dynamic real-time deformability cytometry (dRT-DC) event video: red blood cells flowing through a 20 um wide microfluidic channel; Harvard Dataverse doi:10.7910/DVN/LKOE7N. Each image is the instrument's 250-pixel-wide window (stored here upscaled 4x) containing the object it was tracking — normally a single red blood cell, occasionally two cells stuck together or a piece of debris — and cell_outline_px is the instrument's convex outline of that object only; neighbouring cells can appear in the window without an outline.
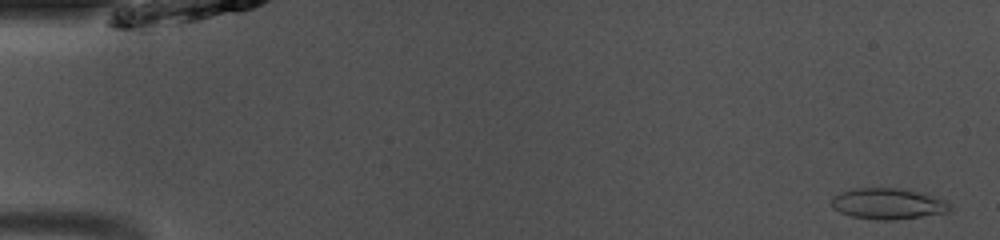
{"species": "common noctule bat (a hibernating species)", "species_latin": "Nyctalus noctula", "temperature_condition": "room temperature", "stored_images_in_passage": 49, "camera_frame_rate_fps": 3000, "um_per_image_px": 0.085, "animal": {"sex": "male", "body_mass_g": 13.0, "forearm_length_mm": 53.1}, "frame": {"image": 1, "passage_image": 2, "time_ms": 0.333, "image_size_px": [1000, 240], "cell_outline_px": [[952, 208], [948, 212], [892, 220], [880, 220], [852, 216], [840, 212], [832, 208], [832, 196], [840, 192], [856, 188], [908, 188], [924, 192], [944, 200], [952, 204]], "centroid_in_image_um": [75.51, 17.29], "position_along_channel_um": 9.5, "area_um2": 21.56}}
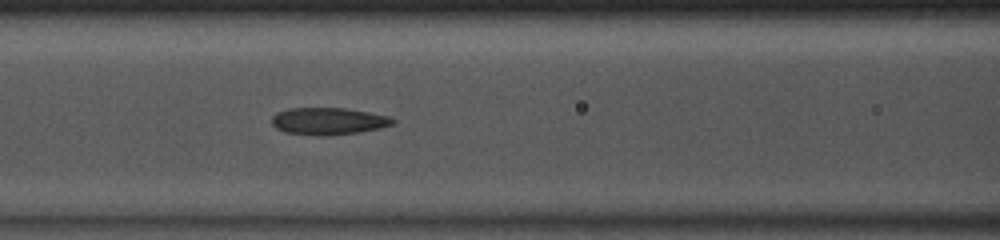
{"frame": {"image": 2, "passage_image": 21, "time_ms": 6.667, "image_size_px": [1000, 240], "cell_outline_px": [[396, 120], [392, 124], [380, 128], [356, 132], [328, 136], [320, 136], [284, 132], [276, 128], [272, 124], [272, 116], [276, 112], [288, 108], [344, 108], [368, 112], [388, 116]], "centroid_in_image_um": [27.87, 10.29], "position_along_channel_um": 138.7, "area_um2": 19.07}}
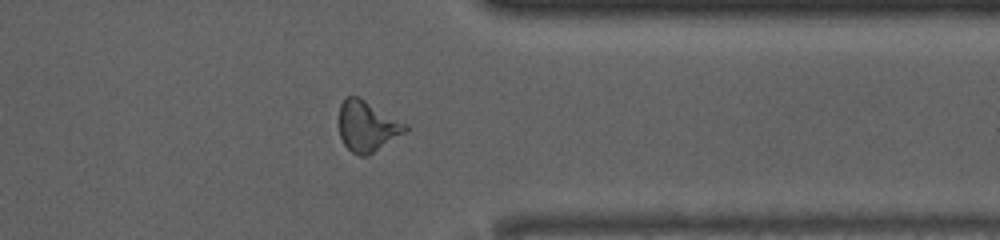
{"frame": {"image": 3, "passage_image": 39, "time_ms": 12.667, "image_size_px": [1000, 240], "cell_outline_px": [[408, 128], [404, 132], [368, 156], [360, 156], [352, 152], [344, 144], [340, 136], [340, 104], [348, 96], [356, 96], [364, 100], [408, 124]], "centroid_in_image_um": [31.21, 10.74], "position_along_channel_um": 380.2, "area_um2": 19.13}, "authors_computed_cell_mechanics": {"area_um2": 19.8254, "velocity_mm_per_s": 4.0984, "shape_relaxation_time_tau1_ms": 6.3529, "shape_relaxation_time_tau2_ms": 2.6331, "deformation_change_tau1": 0.1654, "deformation_change_tau2": 0.0951}}